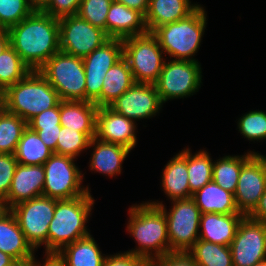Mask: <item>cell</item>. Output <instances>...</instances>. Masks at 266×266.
<instances>
[{"label": "cell", "mask_w": 266, "mask_h": 266, "mask_svg": "<svg viewBox=\"0 0 266 266\" xmlns=\"http://www.w3.org/2000/svg\"><path fill=\"white\" fill-rule=\"evenodd\" d=\"M10 46L31 70H38L60 51L59 19L41 9L8 29Z\"/></svg>", "instance_id": "1"}, {"label": "cell", "mask_w": 266, "mask_h": 266, "mask_svg": "<svg viewBox=\"0 0 266 266\" xmlns=\"http://www.w3.org/2000/svg\"><path fill=\"white\" fill-rule=\"evenodd\" d=\"M127 211L126 232L136 246L125 252L143 257L150 263L171 252L167 220L159 206L142 201L129 206Z\"/></svg>", "instance_id": "2"}, {"label": "cell", "mask_w": 266, "mask_h": 266, "mask_svg": "<svg viewBox=\"0 0 266 266\" xmlns=\"http://www.w3.org/2000/svg\"><path fill=\"white\" fill-rule=\"evenodd\" d=\"M87 194L71 199H56L54 217L48 228V251H60L65 245L89 236L87 223L95 199Z\"/></svg>", "instance_id": "3"}, {"label": "cell", "mask_w": 266, "mask_h": 266, "mask_svg": "<svg viewBox=\"0 0 266 266\" xmlns=\"http://www.w3.org/2000/svg\"><path fill=\"white\" fill-rule=\"evenodd\" d=\"M203 6L200 5L186 18L161 25L152 32L167 58L199 62L194 57L201 47L208 24Z\"/></svg>", "instance_id": "4"}, {"label": "cell", "mask_w": 266, "mask_h": 266, "mask_svg": "<svg viewBox=\"0 0 266 266\" xmlns=\"http://www.w3.org/2000/svg\"><path fill=\"white\" fill-rule=\"evenodd\" d=\"M5 94L7 111L27 123L61 102L57 91L38 70H32L25 78L10 86Z\"/></svg>", "instance_id": "5"}, {"label": "cell", "mask_w": 266, "mask_h": 266, "mask_svg": "<svg viewBox=\"0 0 266 266\" xmlns=\"http://www.w3.org/2000/svg\"><path fill=\"white\" fill-rule=\"evenodd\" d=\"M122 44L134 82L154 85L167 59L156 36L147 32L123 39Z\"/></svg>", "instance_id": "6"}, {"label": "cell", "mask_w": 266, "mask_h": 266, "mask_svg": "<svg viewBox=\"0 0 266 266\" xmlns=\"http://www.w3.org/2000/svg\"><path fill=\"white\" fill-rule=\"evenodd\" d=\"M38 71L61 100L85 101L86 77L82 58L58 51Z\"/></svg>", "instance_id": "7"}, {"label": "cell", "mask_w": 266, "mask_h": 266, "mask_svg": "<svg viewBox=\"0 0 266 266\" xmlns=\"http://www.w3.org/2000/svg\"><path fill=\"white\" fill-rule=\"evenodd\" d=\"M148 202L159 206L165 214L171 252H187L199 239L201 212L194 199L169 201V209L163 201L151 199Z\"/></svg>", "instance_id": "8"}, {"label": "cell", "mask_w": 266, "mask_h": 266, "mask_svg": "<svg viewBox=\"0 0 266 266\" xmlns=\"http://www.w3.org/2000/svg\"><path fill=\"white\" fill-rule=\"evenodd\" d=\"M71 156L53 153L43 164L45 182L42 195L61 200L80 197L91 191L89 185H83L85 173H82Z\"/></svg>", "instance_id": "9"}, {"label": "cell", "mask_w": 266, "mask_h": 266, "mask_svg": "<svg viewBox=\"0 0 266 266\" xmlns=\"http://www.w3.org/2000/svg\"><path fill=\"white\" fill-rule=\"evenodd\" d=\"M202 73L200 62L167 58L154 84L162 103L197 94L203 85Z\"/></svg>", "instance_id": "10"}, {"label": "cell", "mask_w": 266, "mask_h": 266, "mask_svg": "<svg viewBox=\"0 0 266 266\" xmlns=\"http://www.w3.org/2000/svg\"><path fill=\"white\" fill-rule=\"evenodd\" d=\"M56 199L39 196L10 208L27 242L35 251H48V228L54 217Z\"/></svg>", "instance_id": "11"}, {"label": "cell", "mask_w": 266, "mask_h": 266, "mask_svg": "<svg viewBox=\"0 0 266 266\" xmlns=\"http://www.w3.org/2000/svg\"><path fill=\"white\" fill-rule=\"evenodd\" d=\"M60 51L84 58L110 38L104 30L78 15L59 19Z\"/></svg>", "instance_id": "12"}, {"label": "cell", "mask_w": 266, "mask_h": 266, "mask_svg": "<svg viewBox=\"0 0 266 266\" xmlns=\"http://www.w3.org/2000/svg\"><path fill=\"white\" fill-rule=\"evenodd\" d=\"M123 57L121 39L110 38L91 54L82 58L86 77L85 101L101 107V89L107 71Z\"/></svg>", "instance_id": "13"}, {"label": "cell", "mask_w": 266, "mask_h": 266, "mask_svg": "<svg viewBox=\"0 0 266 266\" xmlns=\"http://www.w3.org/2000/svg\"><path fill=\"white\" fill-rule=\"evenodd\" d=\"M233 266H254L266 260V223L244 216L230 245Z\"/></svg>", "instance_id": "14"}, {"label": "cell", "mask_w": 266, "mask_h": 266, "mask_svg": "<svg viewBox=\"0 0 266 266\" xmlns=\"http://www.w3.org/2000/svg\"><path fill=\"white\" fill-rule=\"evenodd\" d=\"M163 106L155 85L134 83L109 107L116 113L137 122L159 115Z\"/></svg>", "instance_id": "15"}, {"label": "cell", "mask_w": 266, "mask_h": 266, "mask_svg": "<svg viewBox=\"0 0 266 266\" xmlns=\"http://www.w3.org/2000/svg\"><path fill=\"white\" fill-rule=\"evenodd\" d=\"M266 191V177L258 159L252 154L242 165L234 193L240 213L248 216Z\"/></svg>", "instance_id": "16"}, {"label": "cell", "mask_w": 266, "mask_h": 266, "mask_svg": "<svg viewBox=\"0 0 266 266\" xmlns=\"http://www.w3.org/2000/svg\"><path fill=\"white\" fill-rule=\"evenodd\" d=\"M137 125L138 123L116 113L110 107H100L96 115L95 137L98 140L124 145L133 150L138 142Z\"/></svg>", "instance_id": "17"}, {"label": "cell", "mask_w": 266, "mask_h": 266, "mask_svg": "<svg viewBox=\"0 0 266 266\" xmlns=\"http://www.w3.org/2000/svg\"><path fill=\"white\" fill-rule=\"evenodd\" d=\"M45 182L43 165H23L18 163L8 195L5 197L8 208L16 204L42 196Z\"/></svg>", "instance_id": "18"}, {"label": "cell", "mask_w": 266, "mask_h": 266, "mask_svg": "<svg viewBox=\"0 0 266 266\" xmlns=\"http://www.w3.org/2000/svg\"><path fill=\"white\" fill-rule=\"evenodd\" d=\"M90 148L92 153L88 167L91 173H99L111 179L122 173L124 160L131 152L124 145L104 142L96 137L91 139Z\"/></svg>", "instance_id": "19"}, {"label": "cell", "mask_w": 266, "mask_h": 266, "mask_svg": "<svg viewBox=\"0 0 266 266\" xmlns=\"http://www.w3.org/2000/svg\"><path fill=\"white\" fill-rule=\"evenodd\" d=\"M145 16L113 0L106 19V34L113 39H126L147 33Z\"/></svg>", "instance_id": "20"}, {"label": "cell", "mask_w": 266, "mask_h": 266, "mask_svg": "<svg viewBox=\"0 0 266 266\" xmlns=\"http://www.w3.org/2000/svg\"><path fill=\"white\" fill-rule=\"evenodd\" d=\"M162 170L160 186L169 201L192 197L188 182L186 146L176 153Z\"/></svg>", "instance_id": "21"}, {"label": "cell", "mask_w": 266, "mask_h": 266, "mask_svg": "<svg viewBox=\"0 0 266 266\" xmlns=\"http://www.w3.org/2000/svg\"><path fill=\"white\" fill-rule=\"evenodd\" d=\"M242 213L217 214L204 213L200 216L199 239L223 246H230L240 221Z\"/></svg>", "instance_id": "22"}, {"label": "cell", "mask_w": 266, "mask_h": 266, "mask_svg": "<svg viewBox=\"0 0 266 266\" xmlns=\"http://www.w3.org/2000/svg\"><path fill=\"white\" fill-rule=\"evenodd\" d=\"M98 106L89 101L61 100L60 124L86 134L90 139L96 134Z\"/></svg>", "instance_id": "23"}, {"label": "cell", "mask_w": 266, "mask_h": 266, "mask_svg": "<svg viewBox=\"0 0 266 266\" xmlns=\"http://www.w3.org/2000/svg\"><path fill=\"white\" fill-rule=\"evenodd\" d=\"M191 0H149V8L145 15L148 32L157 27L184 19L193 13L200 5Z\"/></svg>", "instance_id": "24"}, {"label": "cell", "mask_w": 266, "mask_h": 266, "mask_svg": "<svg viewBox=\"0 0 266 266\" xmlns=\"http://www.w3.org/2000/svg\"><path fill=\"white\" fill-rule=\"evenodd\" d=\"M0 251L10 255L17 262L32 259L36 252L27 242L10 210L0 218Z\"/></svg>", "instance_id": "25"}, {"label": "cell", "mask_w": 266, "mask_h": 266, "mask_svg": "<svg viewBox=\"0 0 266 266\" xmlns=\"http://www.w3.org/2000/svg\"><path fill=\"white\" fill-rule=\"evenodd\" d=\"M192 198L201 214H233L240 213L235 202L234 194L222 189L213 180L196 191Z\"/></svg>", "instance_id": "26"}, {"label": "cell", "mask_w": 266, "mask_h": 266, "mask_svg": "<svg viewBox=\"0 0 266 266\" xmlns=\"http://www.w3.org/2000/svg\"><path fill=\"white\" fill-rule=\"evenodd\" d=\"M134 78L127 60L122 57L105 74L101 89V107H109L133 84Z\"/></svg>", "instance_id": "27"}, {"label": "cell", "mask_w": 266, "mask_h": 266, "mask_svg": "<svg viewBox=\"0 0 266 266\" xmlns=\"http://www.w3.org/2000/svg\"><path fill=\"white\" fill-rule=\"evenodd\" d=\"M59 253L67 266H103L108 254H103L97 241L89 236L65 245Z\"/></svg>", "instance_id": "28"}, {"label": "cell", "mask_w": 266, "mask_h": 266, "mask_svg": "<svg viewBox=\"0 0 266 266\" xmlns=\"http://www.w3.org/2000/svg\"><path fill=\"white\" fill-rule=\"evenodd\" d=\"M248 150L242 155H224L214 160L212 180L222 189L235 193L243 163L252 155Z\"/></svg>", "instance_id": "29"}, {"label": "cell", "mask_w": 266, "mask_h": 266, "mask_svg": "<svg viewBox=\"0 0 266 266\" xmlns=\"http://www.w3.org/2000/svg\"><path fill=\"white\" fill-rule=\"evenodd\" d=\"M54 152L39 138L29 126L19 140L14 156L23 165H43Z\"/></svg>", "instance_id": "30"}, {"label": "cell", "mask_w": 266, "mask_h": 266, "mask_svg": "<svg viewBox=\"0 0 266 266\" xmlns=\"http://www.w3.org/2000/svg\"><path fill=\"white\" fill-rule=\"evenodd\" d=\"M205 149H200L194 154L192 149L187 146L188 182L192 194L212 181L214 159H212L208 150Z\"/></svg>", "instance_id": "31"}, {"label": "cell", "mask_w": 266, "mask_h": 266, "mask_svg": "<svg viewBox=\"0 0 266 266\" xmlns=\"http://www.w3.org/2000/svg\"><path fill=\"white\" fill-rule=\"evenodd\" d=\"M187 252L198 266H233L230 246L198 239Z\"/></svg>", "instance_id": "32"}, {"label": "cell", "mask_w": 266, "mask_h": 266, "mask_svg": "<svg viewBox=\"0 0 266 266\" xmlns=\"http://www.w3.org/2000/svg\"><path fill=\"white\" fill-rule=\"evenodd\" d=\"M31 71L19 54L9 46L0 55V89L6 91Z\"/></svg>", "instance_id": "33"}, {"label": "cell", "mask_w": 266, "mask_h": 266, "mask_svg": "<svg viewBox=\"0 0 266 266\" xmlns=\"http://www.w3.org/2000/svg\"><path fill=\"white\" fill-rule=\"evenodd\" d=\"M28 123L8 111L0 117V153L14 154Z\"/></svg>", "instance_id": "34"}, {"label": "cell", "mask_w": 266, "mask_h": 266, "mask_svg": "<svg viewBox=\"0 0 266 266\" xmlns=\"http://www.w3.org/2000/svg\"><path fill=\"white\" fill-rule=\"evenodd\" d=\"M237 120V129L243 138L250 142H265L266 140V111L250 110Z\"/></svg>", "instance_id": "35"}, {"label": "cell", "mask_w": 266, "mask_h": 266, "mask_svg": "<svg viewBox=\"0 0 266 266\" xmlns=\"http://www.w3.org/2000/svg\"><path fill=\"white\" fill-rule=\"evenodd\" d=\"M91 139L84 133L61 126L56 154L71 156L77 159L83 152L89 150Z\"/></svg>", "instance_id": "36"}, {"label": "cell", "mask_w": 266, "mask_h": 266, "mask_svg": "<svg viewBox=\"0 0 266 266\" xmlns=\"http://www.w3.org/2000/svg\"><path fill=\"white\" fill-rule=\"evenodd\" d=\"M35 10L31 0H0V29H9Z\"/></svg>", "instance_id": "37"}, {"label": "cell", "mask_w": 266, "mask_h": 266, "mask_svg": "<svg viewBox=\"0 0 266 266\" xmlns=\"http://www.w3.org/2000/svg\"><path fill=\"white\" fill-rule=\"evenodd\" d=\"M113 0H81L77 15L106 32L107 14Z\"/></svg>", "instance_id": "38"}, {"label": "cell", "mask_w": 266, "mask_h": 266, "mask_svg": "<svg viewBox=\"0 0 266 266\" xmlns=\"http://www.w3.org/2000/svg\"><path fill=\"white\" fill-rule=\"evenodd\" d=\"M17 165L14 154L0 153V197L8 195Z\"/></svg>", "instance_id": "39"}, {"label": "cell", "mask_w": 266, "mask_h": 266, "mask_svg": "<svg viewBox=\"0 0 266 266\" xmlns=\"http://www.w3.org/2000/svg\"><path fill=\"white\" fill-rule=\"evenodd\" d=\"M81 0H50L41 10L57 19L77 15Z\"/></svg>", "instance_id": "40"}, {"label": "cell", "mask_w": 266, "mask_h": 266, "mask_svg": "<svg viewBox=\"0 0 266 266\" xmlns=\"http://www.w3.org/2000/svg\"><path fill=\"white\" fill-rule=\"evenodd\" d=\"M103 266H151V263L143 257L120 251L108 254Z\"/></svg>", "instance_id": "41"}, {"label": "cell", "mask_w": 266, "mask_h": 266, "mask_svg": "<svg viewBox=\"0 0 266 266\" xmlns=\"http://www.w3.org/2000/svg\"><path fill=\"white\" fill-rule=\"evenodd\" d=\"M151 266H198L193 257L185 251H172L168 254L156 258L151 262Z\"/></svg>", "instance_id": "42"}, {"label": "cell", "mask_w": 266, "mask_h": 266, "mask_svg": "<svg viewBox=\"0 0 266 266\" xmlns=\"http://www.w3.org/2000/svg\"><path fill=\"white\" fill-rule=\"evenodd\" d=\"M60 124V103L48 110L42 111L33 117L29 122V127H56Z\"/></svg>", "instance_id": "43"}, {"label": "cell", "mask_w": 266, "mask_h": 266, "mask_svg": "<svg viewBox=\"0 0 266 266\" xmlns=\"http://www.w3.org/2000/svg\"><path fill=\"white\" fill-rule=\"evenodd\" d=\"M33 131H36L39 138L43 143L56 153V144L59 133L61 131V125L56 127H30Z\"/></svg>", "instance_id": "44"}, {"label": "cell", "mask_w": 266, "mask_h": 266, "mask_svg": "<svg viewBox=\"0 0 266 266\" xmlns=\"http://www.w3.org/2000/svg\"><path fill=\"white\" fill-rule=\"evenodd\" d=\"M35 255L36 252L34 254V257L32 258L34 261V266H67L65 258L58 251L43 252L44 258H41V262L38 258H36L37 256Z\"/></svg>", "instance_id": "45"}, {"label": "cell", "mask_w": 266, "mask_h": 266, "mask_svg": "<svg viewBox=\"0 0 266 266\" xmlns=\"http://www.w3.org/2000/svg\"><path fill=\"white\" fill-rule=\"evenodd\" d=\"M249 218L266 223V191L261 196L255 209L248 215Z\"/></svg>", "instance_id": "46"}, {"label": "cell", "mask_w": 266, "mask_h": 266, "mask_svg": "<svg viewBox=\"0 0 266 266\" xmlns=\"http://www.w3.org/2000/svg\"><path fill=\"white\" fill-rule=\"evenodd\" d=\"M118 3L124 4L130 9H134L142 13L144 16L147 14L149 8V0H114Z\"/></svg>", "instance_id": "47"}, {"label": "cell", "mask_w": 266, "mask_h": 266, "mask_svg": "<svg viewBox=\"0 0 266 266\" xmlns=\"http://www.w3.org/2000/svg\"><path fill=\"white\" fill-rule=\"evenodd\" d=\"M10 46L8 29H0V55Z\"/></svg>", "instance_id": "48"}, {"label": "cell", "mask_w": 266, "mask_h": 266, "mask_svg": "<svg viewBox=\"0 0 266 266\" xmlns=\"http://www.w3.org/2000/svg\"><path fill=\"white\" fill-rule=\"evenodd\" d=\"M16 262L13 257L0 251V266H13Z\"/></svg>", "instance_id": "49"}, {"label": "cell", "mask_w": 266, "mask_h": 266, "mask_svg": "<svg viewBox=\"0 0 266 266\" xmlns=\"http://www.w3.org/2000/svg\"><path fill=\"white\" fill-rule=\"evenodd\" d=\"M251 152L258 159V161L260 162V164H261V166L263 168L265 177H266V155H262L261 152L260 153L258 151L256 152L254 149Z\"/></svg>", "instance_id": "50"}, {"label": "cell", "mask_w": 266, "mask_h": 266, "mask_svg": "<svg viewBox=\"0 0 266 266\" xmlns=\"http://www.w3.org/2000/svg\"><path fill=\"white\" fill-rule=\"evenodd\" d=\"M7 111L6 94L4 90L0 89V117Z\"/></svg>", "instance_id": "51"}, {"label": "cell", "mask_w": 266, "mask_h": 266, "mask_svg": "<svg viewBox=\"0 0 266 266\" xmlns=\"http://www.w3.org/2000/svg\"><path fill=\"white\" fill-rule=\"evenodd\" d=\"M10 209L8 208L5 198L0 197V218L5 215Z\"/></svg>", "instance_id": "52"}, {"label": "cell", "mask_w": 266, "mask_h": 266, "mask_svg": "<svg viewBox=\"0 0 266 266\" xmlns=\"http://www.w3.org/2000/svg\"><path fill=\"white\" fill-rule=\"evenodd\" d=\"M50 0H31L35 9H42Z\"/></svg>", "instance_id": "53"}, {"label": "cell", "mask_w": 266, "mask_h": 266, "mask_svg": "<svg viewBox=\"0 0 266 266\" xmlns=\"http://www.w3.org/2000/svg\"><path fill=\"white\" fill-rule=\"evenodd\" d=\"M13 266H34L33 259L22 261V262H16Z\"/></svg>", "instance_id": "54"}, {"label": "cell", "mask_w": 266, "mask_h": 266, "mask_svg": "<svg viewBox=\"0 0 266 266\" xmlns=\"http://www.w3.org/2000/svg\"><path fill=\"white\" fill-rule=\"evenodd\" d=\"M254 266H266V260L255 264Z\"/></svg>", "instance_id": "55"}]
</instances>
